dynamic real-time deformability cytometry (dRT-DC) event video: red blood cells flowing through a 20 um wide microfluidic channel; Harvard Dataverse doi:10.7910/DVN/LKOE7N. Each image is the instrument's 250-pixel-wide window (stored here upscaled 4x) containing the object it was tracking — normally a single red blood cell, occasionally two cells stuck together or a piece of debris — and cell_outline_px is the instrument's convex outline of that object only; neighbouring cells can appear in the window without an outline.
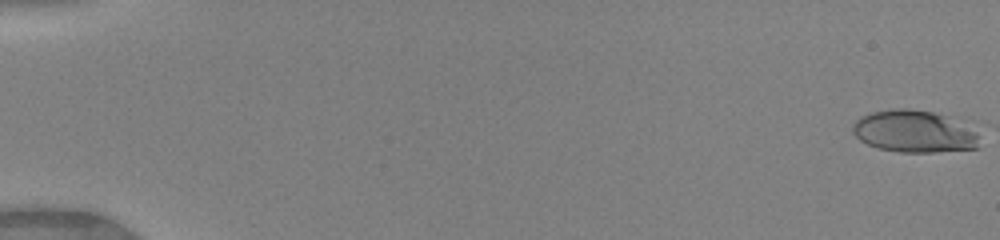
{"species": "human", "species_latin": "Homo sapiens", "temperature_condition": "warm", "stored_images_in_passage": 50, "camera_frame_rate_fps": 3000, "um_per_image_px": 0.085, "donor": {"sex": "female"}, "frame": {"image": 1, "passage_image": 1, "time_ms": 0.0, "image_size_px": [1000, 240], "cell_outline_px": [[980, 148], [932, 152], [900, 152], [876, 148], [860, 140], [852, 132], [852, 124], [860, 116], [872, 112], [896, 108], [908, 108], [932, 112], [944, 116], [976, 128]], "centroid_in_image_um": [77.7, 11.18], "position_along_channel_um": 7.3, "area_um2": 31.27}}
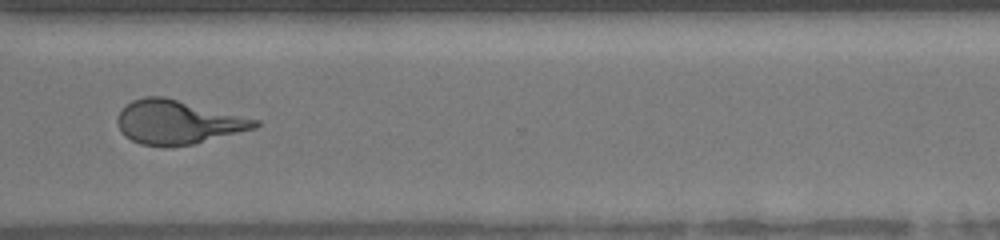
{"frame": {"image": 2, "passage_image": 39, "time_ms": 12.667, "image_size_px": [1000, 240], "cell_outline_px": [[260, 124], [256, 128], [192, 144], [140, 144], [124, 136], [116, 120], [120, 112], [132, 100], [144, 96], [164, 96], [260, 120]], "centroid_in_image_um": [15.12, 10.35], "position_along_channel_um": 355.5, "area_um2": 34.39}}
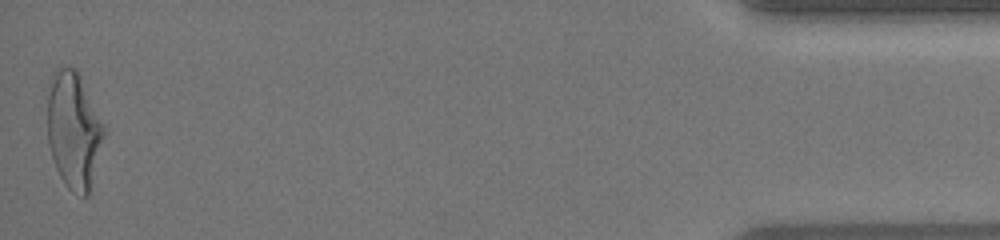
{"frame": {"image": 3, "passage_image": 50, "time_ms": 16.333, "image_size_px": [1000, 240], "cell_outline_px": [[104, 136], [88, 196], [84, 196], [72, 192], [64, 184], [56, 168], [48, 144], [44, 96], [48, 80], [52, 72], [56, 68], [76, 68], [80, 72], [104, 128]], "centroid_in_image_um": [6.18, 10.98], "position_along_channel_um": 429.0, "area_um2": 39.25}, "authors_computed_cell_mechanics": {"area_um2": 34.2754, "velocity_mm_per_s": 4.1586, "shape_relaxation_time_tau1_ms": 5.2077, "shape_relaxation_time_tau2_ms": 0.8641, "deformation_change_tau1": 0.2465, "deformation_change_tau2": 0.1191}}